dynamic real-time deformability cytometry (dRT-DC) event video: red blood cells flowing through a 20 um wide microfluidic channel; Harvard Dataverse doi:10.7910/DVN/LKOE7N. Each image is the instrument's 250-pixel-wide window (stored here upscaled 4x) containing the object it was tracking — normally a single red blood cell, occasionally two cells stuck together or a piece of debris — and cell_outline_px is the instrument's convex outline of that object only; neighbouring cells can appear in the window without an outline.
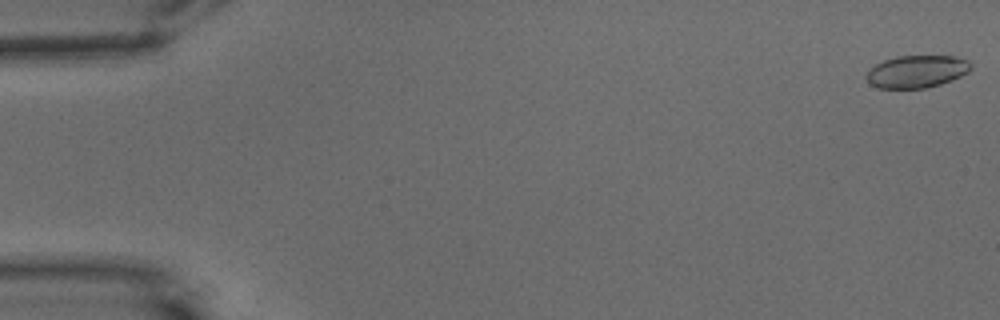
{"species": "common noctule bat (a hibernating species)", "species_latin": "Nyctalus noctula", "temperature_condition": "warm", "stored_images_in_passage": 58, "camera_frame_rate_fps": 3000, "um_per_image_px": 0.085, "animal": {"sex": "male", "body_mass_g": 15.6}, "frame": {"image": 1, "passage_image": 1, "time_ms": 0.0, "image_size_px": [1000, 320], "cell_outline_px": [[972, 68], [968, 72], [952, 80], [940, 84], [924, 88], [880, 88], [868, 84], [864, 76], [876, 64], [884, 60], [896, 56], [952, 56], [968, 60], [972, 64]], "centroid_in_image_um": [77.91, 6.08], "position_along_channel_um": 7.1, "area_um2": 19.77}}
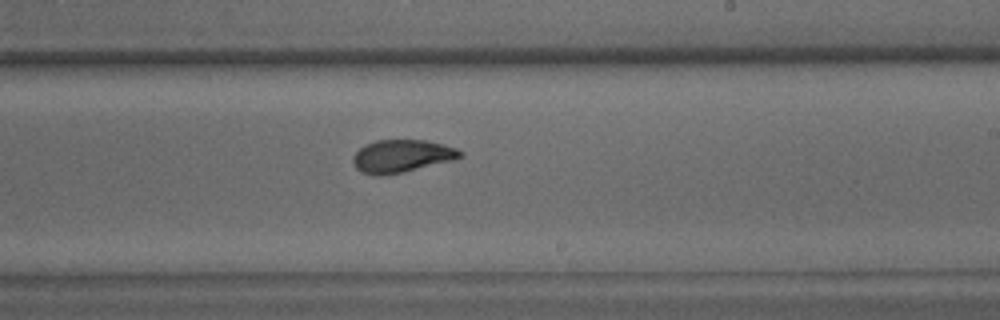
{"frame": {"image": 2, "passage_image": 35, "time_ms": 11.333, "image_size_px": [1000, 320], "cell_outline_px": [[464, 156], [452, 160], [404, 172], [380, 176], [376, 176], [360, 172], [356, 168], [352, 160], [352, 156], [364, 144], [376, 140], [424, 140], [444, 144], [456, 148], [464, 152]], "centroid_in_image_um": [34.13, 13.27], "position_along_channel_um": 254.9, "area_um2": 20.58}}
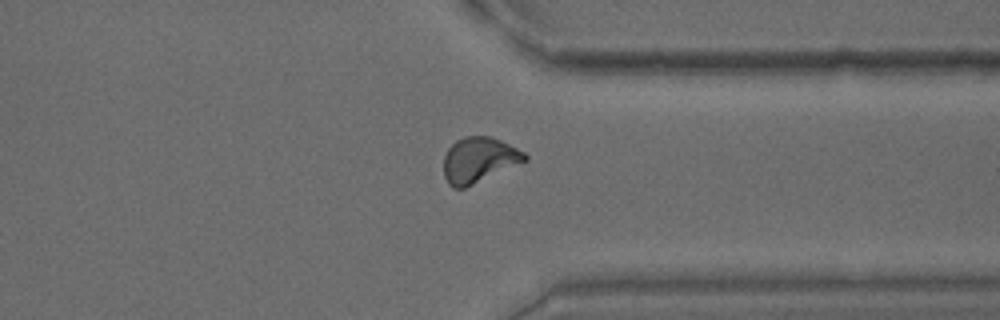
{"frame": {"image": 3, "passage_image": 45, "time_ms": 14.667, "image_size_px": [1000, 320], "cell_outline_px": [[528, 160], [464, 188], [452, 188], [448, 184], [444, 176], [444, 156], [448, 148], [456, 140], [464, 136], [492, 136], [524, 152], [528, 156]], "centroid_in_image_um": [40.69, 13.59], "position_along_channel_um": 370.7, "area_um2": 21.39}, "authors_computed_cell_mechanics": {"area_um2": 20.4612, "velocity_mm_per_s": 3.5163, "shape_relaxation_time_tau1_ms": 5.3479, "shape_relaxation_time_tau2_ms": 1.6984, "deformation_change_tau1": 0.1704, "deformation_change_tau2": 0.0674}}